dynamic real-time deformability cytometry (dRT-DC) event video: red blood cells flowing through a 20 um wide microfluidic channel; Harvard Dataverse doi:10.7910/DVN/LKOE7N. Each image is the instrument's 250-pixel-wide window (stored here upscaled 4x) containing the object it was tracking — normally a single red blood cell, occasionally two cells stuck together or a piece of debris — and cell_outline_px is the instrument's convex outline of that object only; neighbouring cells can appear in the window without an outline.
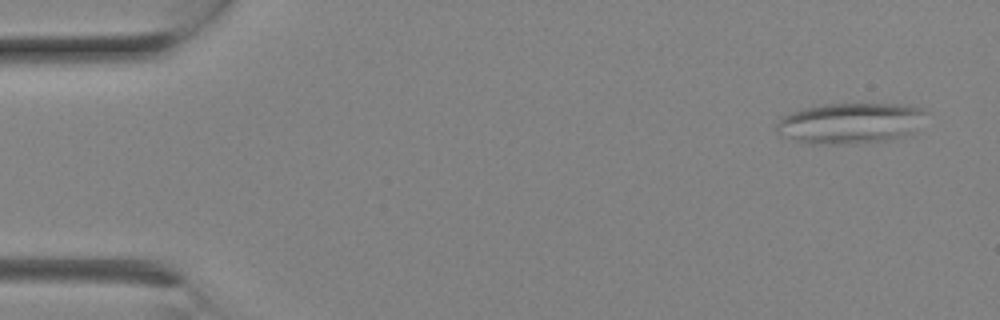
{"species": "Egyptian fruit bat (a non-hibernating species)", "species_latin": "Rousettus aegyptiacus", "temperature_condition": "room temperature", "stored_images_in_passage": 3, "camera_frame_rate_fps": 3000, "um_per_image_px": 0.085, "animal": {"sex": "female"}, "frame": {"image": 1, "passage_image": 3, "time_ms": 0.667, "image_size_px": [1000, 320], "cell_outline_px": [[928, 112], [912, 132], [888, 140], [848, 144], [812, 144], [796, 140], [780, 132], [776, 128], [776, 124], [784, 116], [792, 112], [804, 108], [820, 104], [900, 104], [924, 108]], "centroid_in_image_um": [72.3, 10.45], "position_along_channel_um": 12.7, "area_um2": 35.08}}